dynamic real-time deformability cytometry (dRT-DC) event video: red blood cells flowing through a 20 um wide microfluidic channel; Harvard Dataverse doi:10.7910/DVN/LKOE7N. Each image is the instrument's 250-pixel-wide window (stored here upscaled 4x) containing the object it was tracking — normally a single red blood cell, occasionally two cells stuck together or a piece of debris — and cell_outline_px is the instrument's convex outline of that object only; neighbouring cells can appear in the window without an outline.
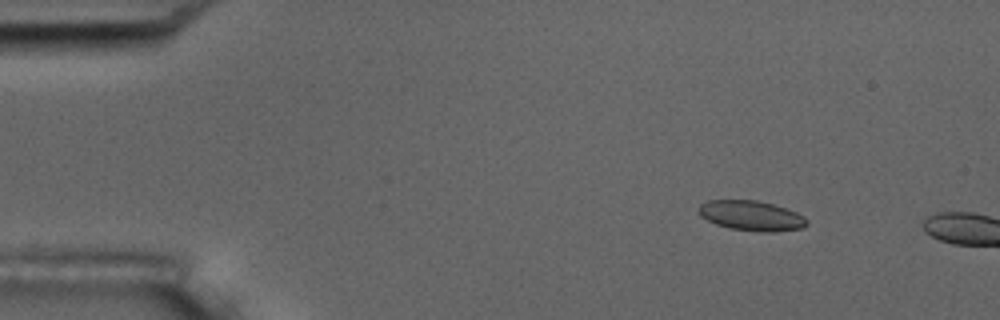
{"species": "common noctule bat (a hibernating species)", "species_latin": "Nyctalus noctula", "temperature_condition": "room temperature", "stored_images_in_passage": 3, "camera_frame_rate_fps": 3000, "um_per_image_px": 0.085, "animal": {"sex": "male", "body_mass_g": 17.5, "forearm_length_mm": 52.3}, "frame": {"image": 1, "passage_image": 2, "time_ms": 1.333, "image_size_px": [1000, 320], "cell_outline_px": [[808, 224], [804, 228], [772, 232], [760, 232], [728, 228], [716, 224], [700, 216], [700, 204], [708, 200], [756, 200], [772, 204], [796, 212], [804, 216], [808, 220]], "centroid_in_image_um": [63.89, 18.34], "position_along_channel_um": 21.1, "area_um2": 18.9}}